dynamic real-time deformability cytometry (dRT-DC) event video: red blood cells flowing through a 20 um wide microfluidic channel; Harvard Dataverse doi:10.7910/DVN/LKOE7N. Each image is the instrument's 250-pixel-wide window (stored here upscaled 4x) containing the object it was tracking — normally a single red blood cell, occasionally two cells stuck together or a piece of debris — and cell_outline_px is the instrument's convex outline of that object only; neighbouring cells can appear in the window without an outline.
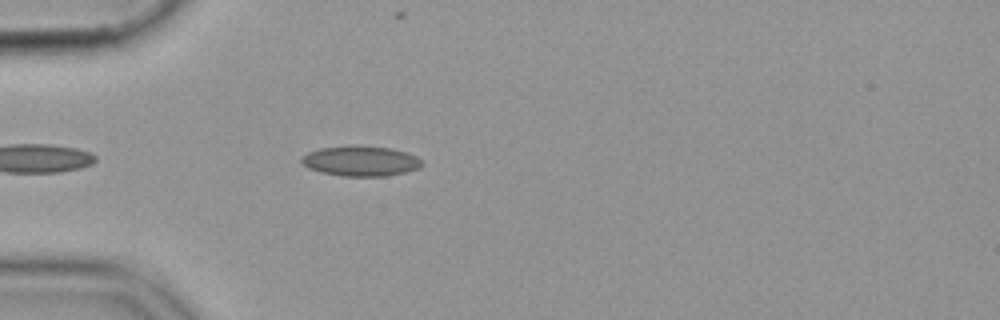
{"species": "common noctule bat (a hibernating species)", "species_latin": "Nyctalus noctula", "temperature_condition": "cold", "stored_images_in_passage": 29, "camera_frame_rate_fps": 3000, "um_per_image_px": 0.085, "animal": {"sex": "female", "body_mass_g": 19.9}, "frame": {"image": 1, "passage_image": 5, "time_ms": 1.333, "image_size_px": [1000, 320], "cell_outline_px": [[424, 164], [420, 168], [404, 172], [384, 176], [344, 176], [320, 172], [308, 168], [300, 164], [300, 156], [308, 152], [320, 148], [392, 148], [408, 152], [424, 160]], "centroid_in_image_um": [30.67, 13.72], "position_along_channel_um": 54.3, "area_um2": 20.69}}
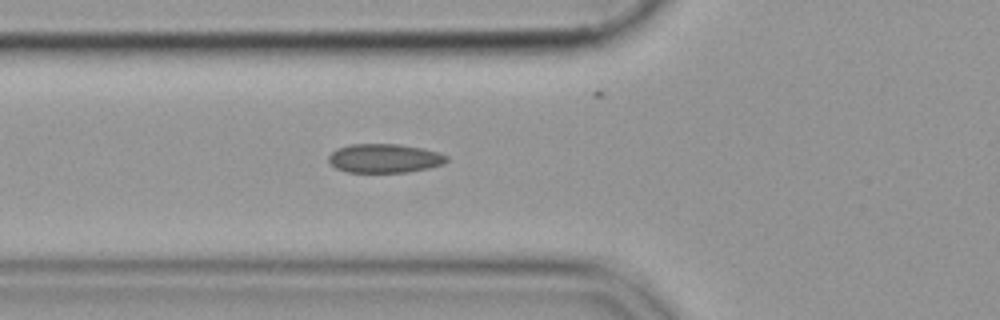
{"frame": {"image": 2, "passage_image": 9, "time_ms": 2.667, "image_size_px": [1000, 320], "cell_outline_px": [[448, 160], [444, 164], [428, 168], [408, 172], [348, 172], [336, 168], [328, 160], [328, 156], [336, 148], [352, 144], [400, 144], [424, 148], [448, 156]], "centroid_in_image_um": [32.69, 13.45], "position_along_channel_um": 93.1, "area_um2": 19.94}}